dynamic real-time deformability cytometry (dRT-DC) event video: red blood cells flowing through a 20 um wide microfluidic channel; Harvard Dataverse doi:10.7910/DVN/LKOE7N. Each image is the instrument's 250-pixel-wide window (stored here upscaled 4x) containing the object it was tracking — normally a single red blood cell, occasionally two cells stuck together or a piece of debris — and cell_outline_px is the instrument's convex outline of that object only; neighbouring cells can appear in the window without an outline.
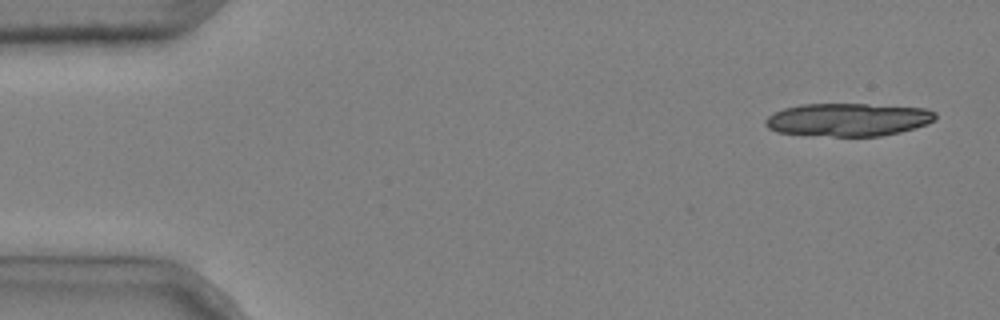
{"species": "common noctule bat (a hibernating species)", "species_latin": "Nyctalus noctula", "temperature_condition": "cold", "stored_images_in_passage": 4, "camera_frame_rate_fps": 3000, "um_per_image_px": 0.085, "animal": {"sex": "male", "body_mass_g": 20.4}, "frame": {"image": 1, "passage_image": 1, "time_ms": 0.0, "image_size_px": [1000, 320], "cell_outline_px": [[936, 120], [928, 124], [916, 128], [900, 132], [880, 136], [832, 136], [776, 132], [768, 128], [764, 124], [764, 120], [768, 116], [784, 108], [800, 104], [868, 104], [924, 108], [936, 112]], "centroid_in_image_um": [72.11, 10.17], "position_along_channel_um": 12.9, "area_um2": 32.77}}